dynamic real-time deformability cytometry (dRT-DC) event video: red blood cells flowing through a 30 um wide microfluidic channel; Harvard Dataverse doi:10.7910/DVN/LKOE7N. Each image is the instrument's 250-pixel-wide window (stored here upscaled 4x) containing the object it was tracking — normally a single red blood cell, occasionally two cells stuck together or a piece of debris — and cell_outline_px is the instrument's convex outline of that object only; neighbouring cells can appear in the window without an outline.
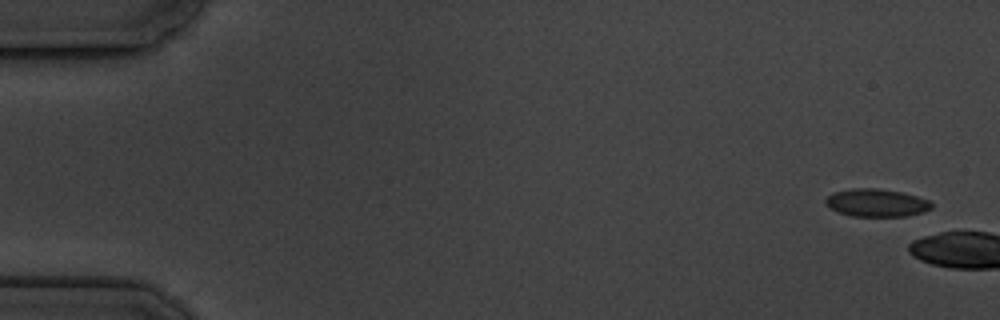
{"species": "common noctule bat (a hibernating species)", "species_latin": "Nyctalus noctula", "temperature_condition": "cold", "stored_images_in_passage": 5, "camera_frame_rate_fps": 3000, "um_per_image_px": 0.085, "animal": {"sex": "male", "body_mass_g": 19.5, "forearm_length_mm": 54.6}, "frame": {"image": 1, "passage_image": 1, "time_ms": 0.0, "image_size_px": [1000, 320], "cell_outline_px": [[932, 208], [924, 212], [908, 216], [852, 216], [836, 212], [828, 208], [824, 204], [824, 200], [832, 192], [852, 188], [876, 188], [904, 192], [928, 200], [932, 204]], "centroid_in_image_um": [74.46, 17.24], "position_along_channel_um": 10.5, "area_um2": 17.46}}